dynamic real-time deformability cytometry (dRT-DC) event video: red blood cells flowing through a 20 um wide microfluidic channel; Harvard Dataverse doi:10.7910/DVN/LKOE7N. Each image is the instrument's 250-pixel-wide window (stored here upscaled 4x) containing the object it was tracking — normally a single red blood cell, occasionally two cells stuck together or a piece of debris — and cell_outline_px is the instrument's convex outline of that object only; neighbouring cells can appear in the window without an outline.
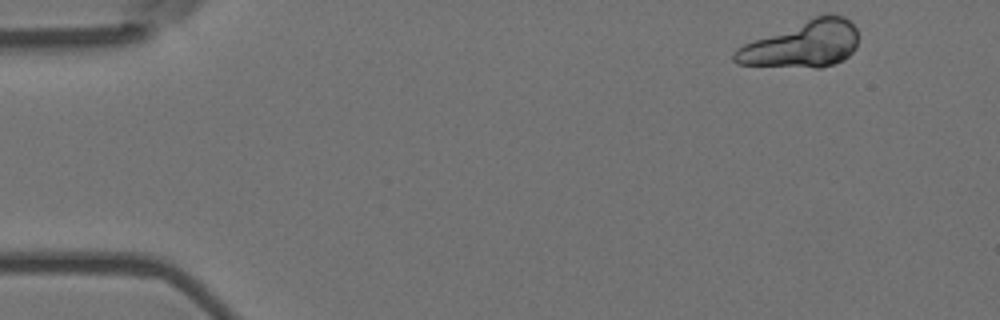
{"species": "Egyptian fruit bat (a non-hibernating species)", "species_latin": "Rousettus aegyptiacus", "temperature_condition": "room temperature", "stored_images_in_passage": 4, "camera_frame_rate_fps": 3000, "um_per_image_px": 0.085, "animal": {"sex": "female"}, "frame": {"image": 1, "passage_image": 1, "time_ms": 0.0, "image_size_px": [1000, 320], "cell_outline_px": [[856, 48], [844, 60], [820, 68], [816, 68], [736, 64], [732, 60], [732, 52], [736, 48], [744, 44], [816, 16], [828, 12], [844, 16], [856, 28]], "centroid_in_image_um": [68.19, 3.77], "position_along_channel_um": 16.8, "area_um2": 33.23}}